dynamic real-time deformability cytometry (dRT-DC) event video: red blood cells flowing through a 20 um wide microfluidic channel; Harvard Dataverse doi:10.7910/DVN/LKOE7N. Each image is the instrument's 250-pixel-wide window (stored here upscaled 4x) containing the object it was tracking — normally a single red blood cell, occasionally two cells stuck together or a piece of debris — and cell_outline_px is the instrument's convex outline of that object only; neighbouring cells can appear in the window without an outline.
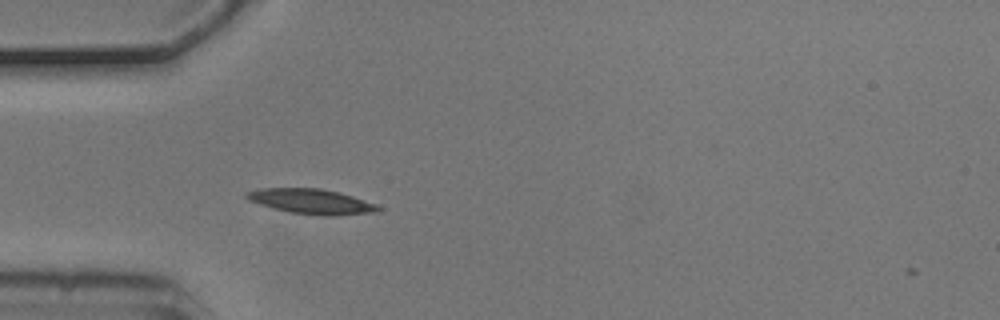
{"species": "common noctule bat (a hibernating species)", "species_latin": "Nyctalus noctula", "temperature_condition": "cold", "stored_images_in_passage": 1, "camera_frame_rate_fps": 3000, "um_per_image_px": 0.085, "animal": {"sex": "male", "body_mass_g": 20.5, "forearm_length_mm": 52.5}, "frame": {"image": 1, "passage_image": 1, "time_ms": 0.0, "image_size_px": [1000, 320], "cell_outline_px": [[384, 208], [380, 212], [336, 216], [324, 216], [288, 212], [272, 208], [248, 200], [244, 196], [244, 192], [260, 188], [320, 188], [352, 196], [376, 204]], "centroid_in_image_um": [26.48, 17.13], "position_along_channel_um": 58.5, "area_um2": 19.42}}